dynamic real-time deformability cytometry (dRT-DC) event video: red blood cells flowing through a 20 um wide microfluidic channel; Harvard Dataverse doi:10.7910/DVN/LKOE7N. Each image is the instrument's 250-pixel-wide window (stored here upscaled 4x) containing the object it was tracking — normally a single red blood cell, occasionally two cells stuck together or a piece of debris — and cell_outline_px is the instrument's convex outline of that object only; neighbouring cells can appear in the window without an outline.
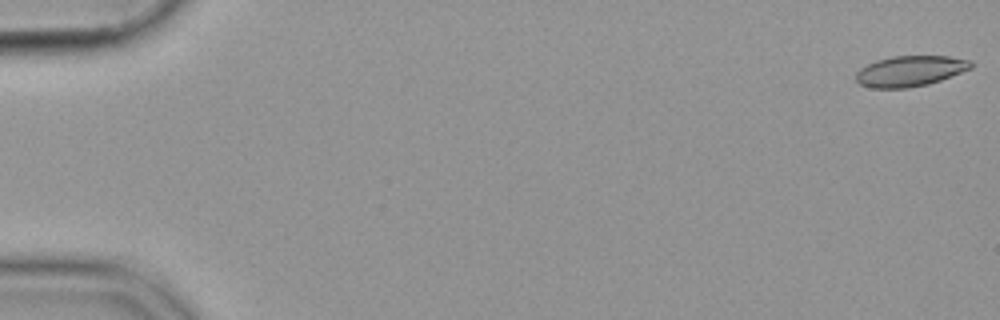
{"species": "common noctule bat (a hibernating species)", "species_latin": "Nyctalus noctula", "temperature_condition": "cold", "stored_images_in_passage": 55, "camera_frame_rate_fps": 3000, "um_per_image_px": 0.085, "animal": {"sex": "female", "body_mass_g": 19.9}, "frame": {"image": 1, "passage_image": 1, "time_ms": 0.0, "image_size_px": [1000, 320], "cell_outline_px": [[972, 68], [940, 80], [928, 84], [908, 88], [872, 88], [860, 84], [856, 80], [856, 72], [860, 68], [876, 60], [892, 56], [948, 56], [972, 60]], "centroid_in_image_um": [77.35, 6.03], "position_along_channel_um": 7.6, "area_um2": 20.52}}
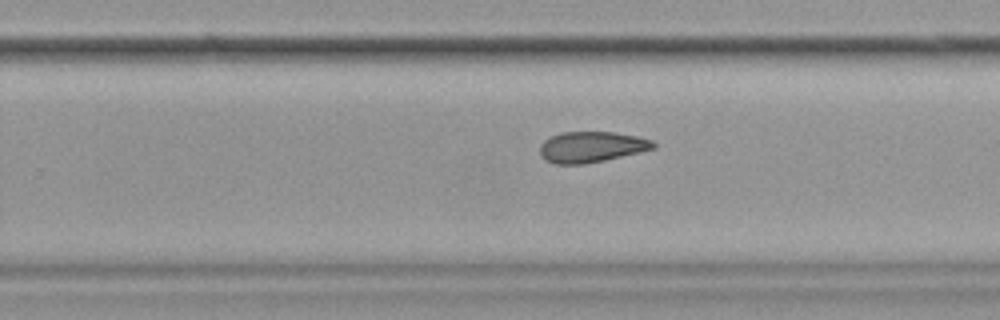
{"frame": {"image": 2, "passage_image": 36, "time_ms": 11.667, "image_size_px": [1000, 320], "cell_outline_px": [[656, 148], [640, 152], [604, 160], [584, 164], [556, 164], [544, 160], [540, 156], [540, 144], [544, 140], [560, 132], [612, 132], [636, 136], [652, 140], [656, 144]], "centroid_in_image_um": [50.25, 12.49], "position_along_channel_um": 279.6, "area_um2": 20.4}}
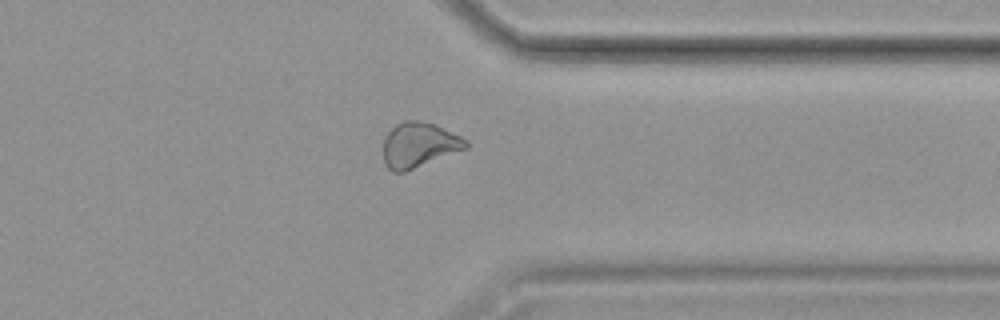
{"frame": {"image": 3, "passage_image": 44, "time_ms": 14.333, "image_size_px": [1000, 320], "cell_outline_px": [[468, 148], [404, 172], [392, 172], [384, 164], [384, 136], [396, 124], [404, 120], [420, 120], [436, 124], [468, 140]], "centroid_in_image_um": [35.61, 12.31], "position_along_channel_um": 375.8, "area_um2": 21.79}}